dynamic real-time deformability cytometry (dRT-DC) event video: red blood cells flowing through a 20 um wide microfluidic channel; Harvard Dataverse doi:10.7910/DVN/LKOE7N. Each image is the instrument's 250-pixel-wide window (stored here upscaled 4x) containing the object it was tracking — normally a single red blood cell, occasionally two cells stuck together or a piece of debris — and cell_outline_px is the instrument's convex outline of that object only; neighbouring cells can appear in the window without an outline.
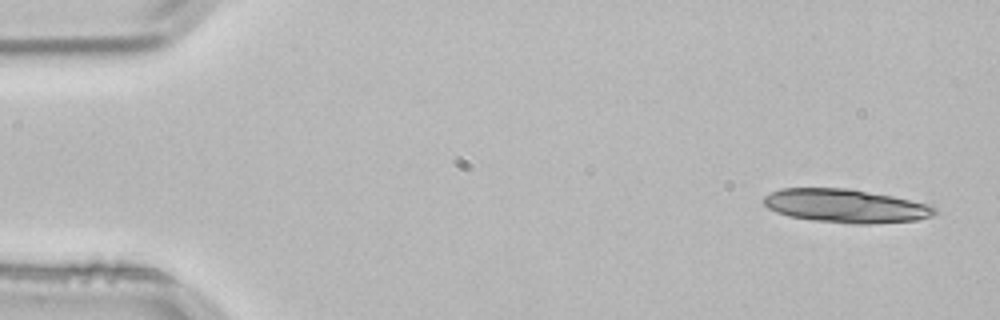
{"species": "common noctule bat (a hibernating species)", "species_latin": "Nyctalus noctula", "temperature_condition": "room temperature", "stored_images_in_passage": 3, "camera_frame_rate_fps": 3000, "um_per_image_px": 0.085, "animal": {"sex": "male", "body_mass_g": 21.5, "forearm_length_mm": 52.0}, "frame": {"image": 1, "passage_image": 1, "time_ms": 0.0, "image_size_px": [1000, 320], "cell_outline_px": [[936, 212], [932, 216], [916, 220], [872, 224], [848, 224], [812, 220], [788, 216], [776, 212], [768, 208], [764, 204], [764, 196], [780, 188], [848, 188], [892, 196], [924, 204], [936, 208]], "centroid_in_image_um": [71.83, 17.51], "position_along_channel_um": 13.2, "area_um2": 33.29}}